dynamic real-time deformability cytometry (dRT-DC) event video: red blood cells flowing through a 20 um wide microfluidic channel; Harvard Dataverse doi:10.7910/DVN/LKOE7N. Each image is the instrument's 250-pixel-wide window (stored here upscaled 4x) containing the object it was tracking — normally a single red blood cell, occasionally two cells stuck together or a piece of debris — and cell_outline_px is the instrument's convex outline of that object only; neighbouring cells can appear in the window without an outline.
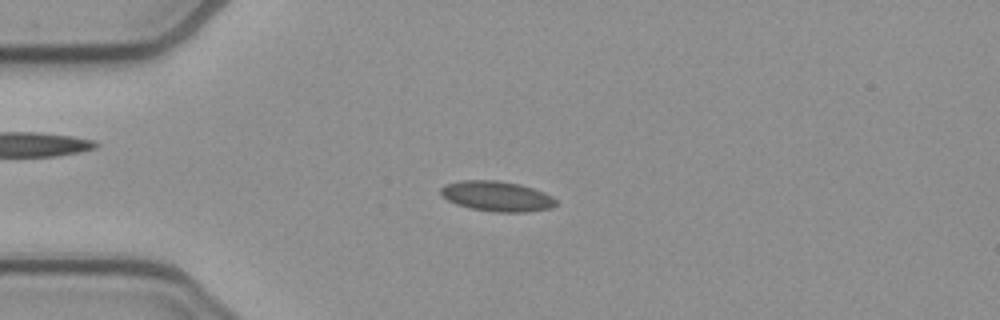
{"species": "common noctule bat (a hibernating species)", "species_latin": "Nyctalus noctula", "temperature_condition": "cold", "stored_images_in_passage": 52, "camera_frame_rate_fps": 3000, "um_per_image_px": 0.085, "animal": {"sex": "female", "body_mass_g": 21.9}, "frame": {"image": 1, "passage_image": 12, "time_ms": 3.667, "image_size_px": [1000, 320], "cell_outline_px": [[556, 204], [552, 208], [528, 212], [496, 212], [468, 208], [456, 204], [440, 196], [440, 188], [448, 184], [464, 180], [496, 180], [520, 184], [544, 192], [552, 196], [556, 200]], "centroid_in_image_um": [42.23, 16.69], "position_along_channel_um": 42.8, "area_um2": 20.35}}
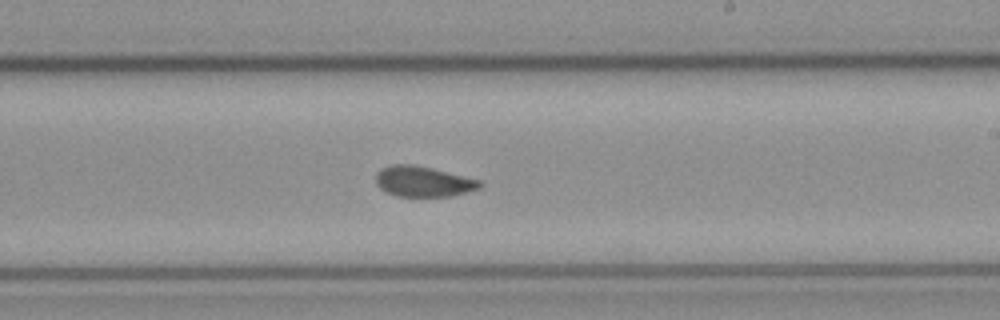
{"frame": {"image": 2, "passage_image": 30, "time_ms": 9.667, "image_size_px": [1000, 320], "cell_outline_px": [[484, 184], [480, 188], [468, 192], [452, 196], [396, 196], [380, 188], [376, 184], [376, 172], [380, 168], [392, 164], [412, 164], [432, 168], [480, 180]], "centroid_in_image_um": [35.97, 15.42], "position_along_channel_um": 253.0, "area_um2": 18.55}}
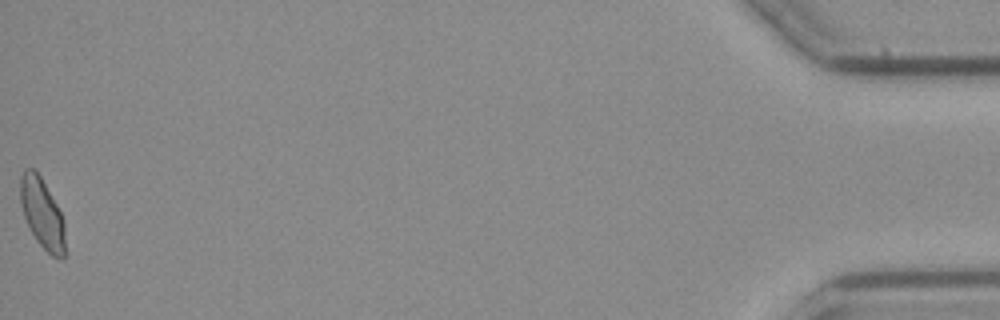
{"frame": {"image": 3, "passage_image": 52, "time_ms": 17.0, "image_size_px": [1000, 320], "cell_outline_px": [[64, 260], [60, 260], [52, 256], [36, 240], [24, 216], [20, 204], [20, 176], [24, 168], [36, 168], [56, 204], [64, 220]], "centroid_in_image_um": [3.57, 18.11], "position_along_channel_um": 431.6, "area_um2": 18.26}, "authors_computed_cell_mechanics": {"area_um2": 19.0162, "velocity_mm_per_s": 3.8598, "shape_relaxation_time_tau1_ms": null, "shape_relaxation_time_tau2_ms": 1.7195, "deformation_change_tau1": null, "deformation_change_tau2": 0.0405}}